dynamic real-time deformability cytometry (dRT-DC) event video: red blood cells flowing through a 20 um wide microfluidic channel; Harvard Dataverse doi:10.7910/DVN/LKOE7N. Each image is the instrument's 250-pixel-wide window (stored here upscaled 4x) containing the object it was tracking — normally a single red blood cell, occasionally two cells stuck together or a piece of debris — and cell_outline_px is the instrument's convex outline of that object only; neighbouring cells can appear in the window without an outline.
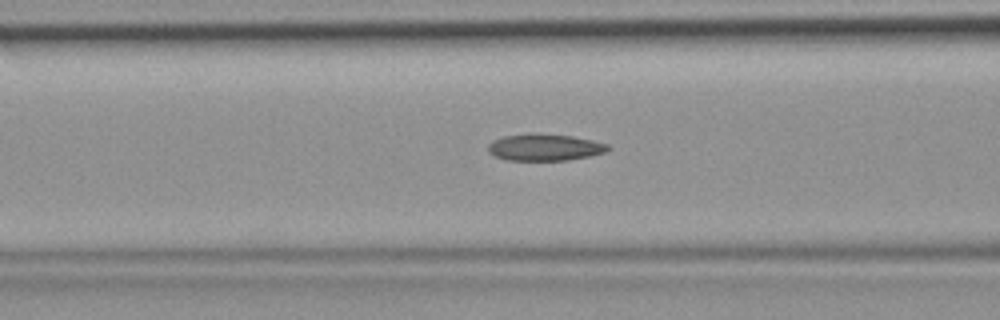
{"species": "common noctule bat (a hibernating species)", "species_latin": "Nyctalus noctula", "temperature_condition": "room temperature", "stored_images_in_passage": 34, "camera_frame_rate_fps": 3000, "um_per_image_px": 0.085, "animal": {"sex": "female", "body_mass_g": 19.9}, "frame": {"image": 1, "passage_image": 5, "time_ms": 1.333, "image_size_px": [1000, 320], "cell_outline_px": [[612, 148], [604, 152], [588, 156], [568, 160], [508, 160], [496, 156], [488, 152], [488, 144], [492, 140], [504, 136], [572, 136], [592, 140], [608, 144]], "centroid_in_image_um": [46.32, 12.56], "position_along_channel_um": 120.3, "area_um2": 17.8}}
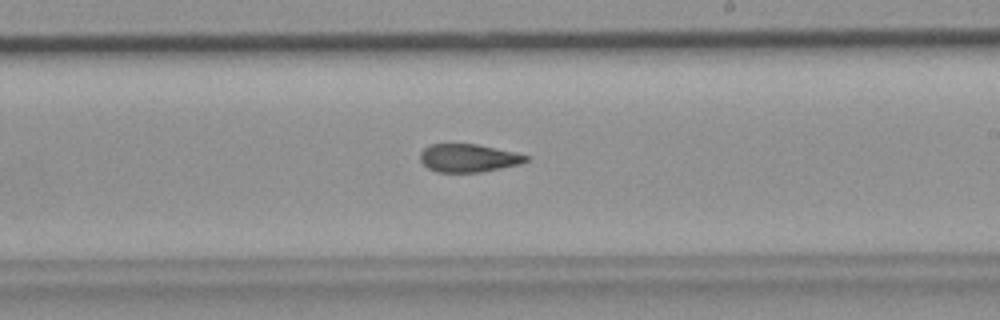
{"frame": {"image": 2, "passage_image": 14, "time_ms": 4.333, "image_size_px": [1000, 320], "cell_outline_px": [[528, 160], [520, 164], [480, 172], [436, 172], [428, 168], [420, 160], [420, 152], [428, 144], [476, 144], [516, 152], [528, 156]], "centroid_in_image_um": [39.79, 13.43], "position_along_channel_um": 249.2, "area_um2": 17.28}}
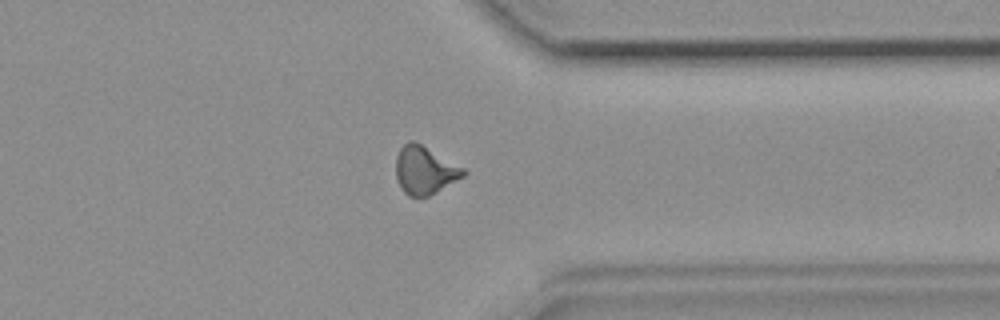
{"frame": {"image": 3, "passage_image": 23, "time_ms": 7.333, "image_size_px": [1000, 320], "cell_outline_px": [[468, 172], [464, 176], [436, 192], [428, 196], [408, 196], [400, 188], [396, 180], [396, 156], [400, 148], [408, 140], [412, 140], [420, 144], [464, 168]], "centroid_in_image_um": [36.07, 14.48], "position_along_channel_um": 375.3, "area_um2": 18.73}}